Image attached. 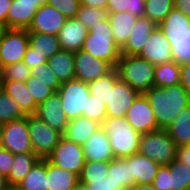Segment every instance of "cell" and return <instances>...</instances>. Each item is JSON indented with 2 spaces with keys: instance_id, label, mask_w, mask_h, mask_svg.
Instances as JSON below:
<instances>
[{
  "instance_id": "cell-1",
  "label": "cell",
  "mask_w": 190,
  "mask_h": 190,
  "mask_svg": "<svg viewBox=\"0 0 190 190\" xmlns=\"http://www.w3.org/2000/svg\"><path fill=\"white\" fill-rule=\"evenodd\" d=\"M144 94L154 111L158 129H166L176 116L190 105V94L181 84L153 86Z\"/></svg>"
},
{
  "instance_id": "cell-2",
  "label": "cell",
  "mask_w": 190,
  "mask_h": 190,
  "mask_svg": "<svg viewBox=\"0 0 190 190\" xmlns=\"http://www.w3.org/2000/svg\"><path fill=\"white\" fill-rule=\"evenodd\" d=\"M82 50L116 68L121 51L115 42L108 17L88 30Z\"/></svg>"
},
{
  "instance_id": "cell-3",
  "label": "cell",
  "mask_w": 190,
  "mask_h": 190,
  "mask_svg": "<svg viewBox=\"0 0 190 190\" xmlns=\"http://www.w3.org/2000/svg\"><path fill=\"white\" fill-rule=\"evenodd\" d=\"M101 128L107 133L115 158H126L139 150L141 134L133 129L125 117H107Z\"/></svg>"
},
{
  "instance_id": "cell-4",
  "label": "cell",
  "mask_w": 190,
  "mask_h": 190,
  "mask_svg": "<svg viewBox=\"0 0 190 190\" xmlns=\"http://www.w3.org/2000/svg\"><path fill=\"white\" fill-rule=\"evenodd\" d=\"M155 67L156 65L138 55L121 54L116 70L122 81L144 94L154 86Z\"/></svg>"
},
{
  "instance_id": "cell-5",
  "label": "cell",
  "mask_w": 190,
  "mask_h": 190,
  "mask_svg": "<svg viewBox=\"0 0 190 190\" xmlns=\"http://www.w3.org/2000/svg\"><path fill=\"white\" fill-rule=\"evenodd\" d=\"M177 145L166 129L141 134L138 152L158 165H169L176 158Z\"/></svg>"
},
{
  "instance_id": "cell-6",
  "label": "cell",
  "mask_w": 190,
  "mask_h": 190,
  "mask_svg": "<svg viewBox=\"0 0 190 190\" xmlns=\"http://www.w3.org/2000/svg\"><path fill=\"white\" fill-rule=\"evenodd\" d=\"M140 93L119 78L116 68L109 72L107 117H125L127 110Z\"/></svg>"
},
{
  "instance_id": "cell-7",
  "label": "cell",
  "mask_w": 190,
  "mask_h": 190,
  "mask_svg": "<svg viewBox=\"0 0 190 190\" xmlns=\"http://www.w3.org/2000/svg\"><path fill=\"white\" fill-rule=\"evenodd\" d=\"M57 93L69 120L82 116V112L86 111L87 98L90 95L88 83L72 79L61 83Z\"/></svg>"
},
{
  "instance_id": "cell-8",
  "label": "cell",
  "mask_w": 190,
  "mask_h": 190,
  "mask_svg": "<svg viewBox=\"0 0 190 190\" xmlns=\"http://www.w3.org/2000/svg\"><path fill=\"white\" fill-rule=\"evenodd\" d=\"M28 129L34 153L40 159H46L58 144L62 134L36 115H28Z\"/></svg>"
},
{
  "instance_id": "cell-9",
  "label": "cell",
  "mask_w": 190,
  "mask_h": 190,
  "mask_svg": "<svg viewBox=\"0 0 190 190\" xmlns=\"http://www.w3.org/2000/svg\"><path fill=\"white\" fill-rule=\"evenodd\" d=\"M55 166L80 176L86 162L83 147L61 137L52 153L46 158Z\"/></svg>"
},
{
  "instance_id": "cell-10",
  "label": "cell",
  "mask_w": 190,
  "mask_h": 190,
  "mask_svg": "<svg viewBox=\"0 0 190 190\" xmlns=\"http://www.w3.org/2000/svg\"><path fill=\"white\" fill-rule=\"evenodd\" d=\"M2 148L13 155L34 152L28 129V115L1 125Z\"/></svg>"
},
{
  "instance_id": "cell-11",
  "label": "cell",
  "mask_w": 190,
  "mask_h": 190,
  "mask_svg": "<svg viewBox=\"0 0 190 190\" xmlns=\"http://www.w3.org/2000/svg\"><path fill=\"white\" fill-rule=\"evenodd\" d=\"M29 46L27 29H5L0 39V64L2 67L17 63Z\"/></svg>"
},
{
  "instance_id": "cell-12",
  "label": "cell",
  "mask_w": 190,
  "mask_h": 190,
  "mask_svg": "<svg viewBox=\"0 0 190 190\" xmlns=\"http://www.w3.org/2000/svg\"><path fill=\"white\" fill-rule=\"evenodd\" d=\"M152 187L155 190H190V167L176 159L160 166Z\"/></svg>"
},
{
  "instance_id": "cell-13",
  "label": "cell",
  "mask_w": 190,
  "mask_h": 190,
  "mask_svg": "<svg viewBox=\"0 0 190 190\" xmlns=\"http://www.w3.org/2000/svg\"><path fill=\"white\" fill-rule=\"evenodd\" d=\"M127 122L140 134L158 130L154 111L145 94L140 93L125 115Z\"/></svg>"
},
{
  "instance_id": "cell-14",
  "label": "cell",
  "mask_w": 190,
  "mask_h": 190,
  "mask_svg": "<svg viewBox=\"0 0 190 190\" xmlns=\"http://www.w3.org/2000/svg\"><path fill=\"white\" fill-rule=\"evenodd\" d=\"M113 67L106 61L93 57L90 53L79 50L74 52L75 79L90 83L108 74Z\"/></svg>"
},
{
  "instance_id": "cell-15",
  "label": "cell",
  "mask_w": 190,
  "mask_h": 190,
  "mask_svg": "<svg viewBox=\"0 0 190 190\" xmlns=\"http://www.w3.org/2000/svg\"><path fill=\"white\" fill-rule=\"evenodd\" d=\"M138 56L154 65L174 61L171 43L159 26L153 31Z\"/></svg>"
},
{
  "instance_id": "cell-16",
  "label": "cell",
  "mask_w": 190,
  "mask_h": 190,
  "mask_svg": "<svg viewBox=\"0 0 190 190\" xmlns=\"http://www.w3.org/2000/svg\"><path fill=\"white\" fill-rule=\"evenodd\" d=\"M67 19L55 7L45 4L38 8L27 31L57 36Z\"/></svg>"
},
{
  "instance_id": "cell-17",
  "label": "cell",
  "mask_w": 190,
  "mask_h": 190,
  "mask_svg": "<svg viewBox=\"0 0 190 190\" xmlns=\"http://www.w3.org/2000/svg\"><path fill=\"white\" fill-rule=\"evenodd\" d=\"M35 115L62 135L65 133L69 119L62 109L57 92L37 106Z\"/></svg>"
},
{
  "instance_id": "cell-18",
  "label": "cell",
  "mask_w": 190,
  "mask_h": 190,
  "mask_svg": "<svg viewBox=\"0 0 190 190\" xmlns=\"http://www.w3.org/2000/svg\"><path fill=\"white\" fill-rule=\"evenodd\" d=\"M158 25L146 17H138L130 30L125 44L120 48L121 54L139 55L145 43Z\"/></svg>"
},
{
  "instance_id": "cell-19",
  "label": "cell",
  "mask_w": 190,
  "mask_h": 190,
  "mask_svg": "<svg viewBox=\"0 0 190 190\" xmlns=\"http://www.w3.org/2000/svg\"><path fill=\"white\" fill-rule=\"evenodd\" d=\"M131 171V188L135 185H152L160 165L137 152L128 157Z\"/></svg>"
},
{
  "instance_id": "cell-20",
  "label": "cell",
  "mask_w": 190,
  "mask_h": 190,
  "mask_svg": "<svg viewBox=\"0 0 190 190\" xmlns=\"http://www.w3.org/2000/svg\"><path fill=\"white\" fill-rule=\"evenodd\" d=\"M88 28L77 20L68 18L58 33V40L62 50L77 52L82 49Z\"/></svg>"
},
{
  "instance_id": "cell-21",
  "label": "cell",
  "mask_w": 190,
  "mask_h": 190,
  "mask_svg": "<svg viewBox=\"0 0 190 190\" xmlns=\"http://www.w3.org/2000/svg\"><path fill=\"white\" fill-rule=\"evenodd\" d=\"M87 161L110 162L115 157L107 133L100 127L82 145Z\"/></svg>"
},
{
  "instance_id": "cell-22",
  "label": "cell",
  "mask_w": 190,
  "mask_h": 190,
  "mask_svg": "<svg viewBox=\"0 0 190 190\" xmlns=\"http://www.w3.org/2000/svg\"><path fill=\"white\" fill-rule=\"evenodd\" d=\"M100 127L101 123L98 121L80 116L69 120L62 136L82 146Z\"/></svg>"
},
{
  "instance_id": "cell-23",
  "label": "cell",
  "mask_w": 190,
  "mask_h": 190,
  "mask_svg": "<svg viewBox=\"0 0 190 190\" xmlns=\"http://www.w3.org/2000/svg\"><path fill=\"white\" fill-rule=\"evenodd\" d=\"M48 190H72L79 182V176L66 169L59 168L46 159Z\"/></svg>"
},
{
  "instance_id": "cell-24",
  "label": "cell",
  "mask_w": 190,
  "mask_h": 190,
  "mask_svg": "<svg viewBox=\"0 0 190 190\" xmlns=\"http://www.w3.org/2000/svg\"><path fill=\"white\" fill-rule=\"evenodd\" d=\"M47 62L60 83L75 79L74 52L61 49Z\"/></svg>"
},
{
  "instance_id": "cell-25",
  "label": "cell",
  "mask_w": 190,
  "mask_h": 190,
  "mask_svg": "<svg viewBox=\"0 0 190 190\" xmlns=\"http://www.w3.org/2000/svg\"><path fill=\"white\" fill-rule=\"evenodd\" d=\"M38 8L37 5L15 4L13 0L7 12L6 28L28 29Z\"/></svg>"
},
{
  "instance_id": "cell-26",
  "label": "cell",
  "mask_w": 190,
  "mask_h": 190,
  "mask_svg": "<svg viewBox=\"0 0 190 190\" xmlns=\"http://www.w3.org/2000/svg\"><path fill=\"white\" fill-rule=\"evenodd\" d=\"M138 17L128 12L108 13V19L116 44L121 48L127 41L130 30Z\"/></svg>"
},
{
  "instance_id": "cell-27",
  "label": "cell",
  "mask_w": 190,
  "mask_h": 190,
  "mask_svg": "<svg viewBox=\"0 0 190 190\" xmlns=\"http://www.w3.org/2000/svg\"><path fill=\"white\" fill-rule=\"evenodd\" d=\"M7 94L14 98L26 115H35L37 105L30 95L26 84L20 81H3L2 88Z\"/></svg>"
},
{
  "instance_id": "cell-28",
  "label": "cell",
  "mask_w": 190,
  "mask_h": 190,
  "mask_svg": "<svg viewBox=\"0 0 190 190\" xmlns=\"http://www.w3.org/2000/svg\"><path fill=\"white\" fill-rule=\"evenodd\" d=\"M166 131L177 147L190 144V105L176 116Z\"/></svg>"
},
{
  "instance_id": "cell-29",
  "label": "cell",
  "mask_w": 190,
  "mask_h": 190,
  "mask_svg": "<svg viewBox=\"0 0 190 190\" xmlns=\"http://www.w3.org/2000/svg\"><path fill=\"white\" fill-rule=\"evenodd\" d=\"M39 160L34 152L15 154L10 174L6 178L8 185H17L22 181Z\"/></svg>"
},
{
  "instance_id": "cell-30",
  "label": "cell",
  "mask_w": 190,
  "mask_h": 190,
  "mask_svg": "<svg viewBox=\"0 0 190 190\" xmlns=\"http://www.w3.org/2000/svg\"><path fill=\"white\" fill-rule=\"evenodd\" d=\"M158 26L165 36L186 35L190 30V18L173 8Z\"/></svg>"
},
{
  "instance_id": "cell-31",
  "label": "cell",
  "mask_w": 190,
  "mask_h": 190,
  "mask_svg": "<svg viewBox=\"0 0 190 190\" xmlns=\"http://www.w3.org/2000/svg\"><path fill=\"white\" fill-rule=\"evenodd\" d=\"M110 181L117 190L131 188V171L128 164V157L114 158L109 162L108 175Z\"/></svg>"
},
{
  "instance_id": "cell-32",
  "label": "cell",
  "mask_w": 190,
  "mask_h": 190,
  "mask_svg": "<svg viewBox=\"0 0 190 190\" xmlns=\"http://www.w3.org/2000/svg\"><path fill=\"white\" fill-rule=\"evenodd\" d=\"M29 45L48 60L57 51L61 50L58 36L45 33L28 32Z\"/></svg>"
},
{
  "instance_id": "cell-33",
  "label": "cell",
  "mask_w": 190,
  "mask_h": 190,
  "mask_svg": "<svg viewBox=\"0 0 190 190\" xmlns=\"http://www.w3.org/2000/svg\"><path fill=\"white\" fill-rule=\"evenodd\" d=\"M17 186L21 190H48L46 159H40Z\"/></svg>"
},
{
  "instance_id": "cell-34",
  "label": "cell",
  "mask_w": 190,
  "mask_h": 190,
  "mask_svg": "<svg viewBox=\"0 0 190 190\" xmlns=\"http://www.w3.org/2000/svg\"><path fill=\"white\" fill-rule=\"evenodd\" d=\"M180 84V63L158 64L154 72V86L167 87Z\"/></svg>"
},
{
  "instance_id": "cell-35",
  "label": "cell",
  "mask_w": 190,
  "mask_h": 190,
  "mask_svg": "<svg viewBox=\"0 0 190 190\" xmlns=\"http://www.w3.org/2000/svg\"><path fill=\"white\" fill-rule=\"evenodd\" d=\"M26 116L19 103L0 89V125Z\"/></svg>"
},
{
  "instance_id": "cell-36",
  "label": "cell",
  "mask_w": 190,
  "mask_h": 190,
  "mask_svg": "<svg viewBox=\"0 0 190 190\" xmlns=\"http://www.w3.org/2000/svg\"><path fill=\"white\" fill-rule=\"evenodd\" d=\"M174 8V0H145L144 17L159 25Z\"/></svg>"
},
{
  "instance_id": "cell-37",
  "label": "cell",
  "mask_w": 190,
  "mask_h": 190,
  "mask_svg": "<svg viewBox=\"0 0 190 190\" xmlns=\"http://www.w3.org/2000/svg\"><path fill=\"white\" fill-rule=\"evenodd\" d=\"M107 13L128 12L144 17L145 0H107Z\"/></svg>"
},
{
  "instance_id": "cell-38",
  "label": "cell",
  "mask_w": 190,
  "mask_h": 190,
  "mask_svg": "<svg viewBox=\"0 0 190 190\" xmlns=\"http://www.w3.org/2000/svg\"><path fill=\"white\" fill-rule=\"evenodd\" d=\"M166 37L171 43L174 60L177 63L190 61V30L186 35Z\"/></svg>"
},
{
  "instance_id": "cell-39",
  "label": "cell",
  "mask_w": 190,
  "mask_h": 190,
  "mask_svg": "<svg viewBox=\"0 0 190 190\" xmlns=\"http://www.w3.org/2000/svg\"><path fill=\"white\" fill-rule=\"evenodd\" d=\"M109 162L87 161L84 163L79 181H98L108 175Z\"/></svg>"
},
{
  "instance_id": "cell-40",
  "label": "cell",
  "mask_w": 190,
  "mask_h": 190,
  "mask_svg": "<svg viewBox=\"0 0 190 190\" xmlns=\"http://www.w3.org/2000/svg\"><path fill=\"white\" fill-rule=\"evenodd\" d=\"M107 17V10L83 5H81L76 16L77 20L82 22L88 28V30L94 25H97L98 22L105 20Z\"/></svg>"
},
{
  "instance_id": "cell-41",
  "label": "cell",
  "mask_w": 190,
  "mask_h": 190,
  "mask_svg": "<svg viewBox=\"0 0 190 190\" xmlns=\"http://www.w3.org/2000/svg\"><path fill=\"white\" fill-rule=\"evenodd\" d=\"M25 84L37 106L43 103L49 96L55 93V91L51 87H49L46 82H42L40 79L32 76H30Z\"/></svg>"
},
{
  "instance_id": "cell-42",
  "label": "cell",
  "mask_w": 190,
  "mask_h": 190,
  "mask_svg": "<svg viewBox=\"0 0 190 190\" xmlns=\"http://www.w3.org/2000/svg\"><path fill=\"white\" fill-rule=\"evenodd\" d=\"M30 76L31 69L23 61L3 67V81H20L25 83Z\"/></svg>"
},
{
  "instance_id": "cell-43",
  "label": "cell",
  "mask_w": 190,
  "mask_h": 190,
  "mask_svg": "<svg viewBox=\"0 0 190 190\" xmlns=\"http://www.w3.org/2000/svg\"><path fill=\"white\" fill-rule=\"evenodd\" d=\"M82 116L102 123L107 118L106 104L90 94L87 98L86 111L82 112Z\"/></svg>"
},
{
  "instance_id": "cell-44",
  "label": "cell",
  "mask_w": 190,
  "mask_h": 190,
  "mask_svg": "<svg viewBox=\"0 0 190 190\" xmlns=\"http://www.w3.org/2000/svg\"><path fill=\"white\" fill-rule=\"evenodd\" d=\"M31 76L40 79L42 82L51 87L55 92L59 89L61 83L55 76L53 71L49 68L48 62L38 64L31 69Z\"/></svg>"
},
{
  "instance_id": "cell-45",
  "label": "cell",
  "mask_w": 190,
  "mask_h": 190,
  "mask_svg": "<svg viewBox=\"0 0 190 190\" xmlns=\"http://www.w3.org/2000/svg\"><path fill=\"white\" fill-rule=\"evenodd\" d=\"M47 4L55 7L66 18H76L81 7L80 0H48Z\"/></svg>"
},
{
  "instance_id": "cell-46",
  "label": "cell",
  "mask_w": 190,
  "mask_h": 190,
  "mask_svg": "<svg viewBox=\"0 0 190 190\" xmlns=\"http://www.w3.org/2000/svg\"><path fill=\"white\" fill-rule=\"evenodd\" d=\"M89 92L105 104L109 95V73L88 83Z\"/></svg>"
},
{
  "instance_id": "cell-47",
  "label": "cell",
  "mask_w": 190,
  "mask_h": 190,
  "mask_svg": "<svg viewBox=\"0 0 190 190\" xmlns=\"http://www.w3.org/2000/svg\"><path fill=\"white\" fill-rule=\"evenodd\" d=\"M22 61L28 66V68L32 69L38 64L47 63L48 60L44 55L39 54L29 45Z\"/></svg>"
},
{
  "instance_id": "cell-48",
  "label": "cell",
  "mask_w": 190,
  "mask_h": 190,
  "mask_svg": "<svg viewBox=\"0 0 190 190\" xmlns=\"http://www.w3.org/2000/svg\"><path fill=\"white\" fill-rule=\"evenodd\" d=\"M14 155L7 149L0 148V175L5 178L10 174Z\"/></svg>"
},
{
  "instance_id": "cell-49",
  "label": "cell",
  "mask_w": 190,
  "mask_h": 190,
  "mask_svg": "<svg viewBox=\"0 0 190 190\" xmlns=\"http://www.w3.org/2000/svg\"><path fill=\"white\" fill-rule=\"evenodd\" d=\"M79 182L84 185H87L90 190H117V187H114L113 183L110 181L108 176L98 181H79Z\"/></svg>"
},
{
  "instance_id": "cell-50",
  "label": "cell",
  "mask_w": 190,
  "mask_h": 190,
  "mask_svg": "<svg viewBox=\"0 0 190 190\" xmlns=\"http://www.w3.org/2000/svg\"><path fill=\"white\" fill-rule=\"evenodd\" d=\"M180 84L190 94V61L180 63Z\"/></svg>"
},
{
  "instance_id": "cell-51",
  "label": "cell",
  "mask_w": 190,
  "mask_h": 190,
  "mask_svg": "<svg viewBox=\"0 0 190 190\" xmlns=\"http://www.w3.org/2000/svg\"><path fill=\"white\" fill-rule=\"evenodd\" d=\"M175 159L190 167V144L178 146Z\"/></svg>"
},
{
  "instance_id": "cell-52",
  "label": "cell",
  "mask_w": 190,
  "mask_h": 190,
  "mask_svg": "<svg viewBox=\"0 0 190 190\" xmlns=\"http://www.w3.org/2000/svg\"><path fill=\"white\" fill-rule=\"evenodd\" d=\"M13 0H0V24L6 28L7 12Z\"/></svg>"
},
{
  "instance_id": "cell-53",
  "label": "cell",
  "mask_w": 190,
  "mask_h": 190,
  "mask_svg": "<svg viewBox=\"0 0 190 190\" xmlns=\"http://www.w3.org/2000/svg\"><path fill=\"white\" fill-rule=\"evenodd\" d=\"M174 8L180 10L190 18V0H174Z\"/></svg>"
},
{
  "instance_id": "cell-54",
  "label": "cell",
  "mask_w": 190,
  "mask_h": 190,
  "mask_svg": "<svg viewBox=\"0 0 190 190\" xmlns=\"http://www.w3.org/2000/svg\"><path fill=\"white\" fill-rule=\"evenodd\" d=\"M81 5L88 7H98L105 9L107 8V0H80Z\"/></svg>"
},
{
  "instance_id": "cell-55",
  "label": "cell",
  "mask_w": 190,
  "mask_h": 190,
  "mask_svg": "<svg viewBox=\"0 0 190 190\" xmlns=\"http://www.w3.org/2000/svg\"><path fill=\"white\" fill-rule=\"evenodd\" d=\"M48 0H15V4L37 5L38 7L47 4Z\"/></svg>"
},
{
  "instance_id": "cell-56",
  "label": "cell",
  "mask_w": 190,
  "mask_h": 190,
  "mask_svg": "<svg viewBox=\"0 0 190 190\" xmlns=\"http://www.w3.org/2000/svg\"><path fill=\"white\" fill-rule=\"evenodd\" d=\"M132 190H155L152 185H135L131 188Z\"/></svg>"
},
{
  "instance_id": "cell-57",
  "label": "cell",
  "mask_w": 190,
  "mask_h": 190,
  "mask_svg": "<svg viewBox=\"0 0 190 190\" xmlns=\"http://www.w3.org/2000/svg\"><path fill=\"white\" fill-rule=\"evenodd\" d=\"M8 186L9 185L7 179L4 176L0 175V190H6Z\"/></svg>"
},
{
  "instance_id": "cell-58",
  "label": "cell",
  "mask_w": 190,
  "mask_h": 190,
  "mask_svg": "<svg viewBox=\"0 0 190 190\" xmlns=\"http://www.w3.org/2000/svg\"><path fill=\"white\" fill-rule=\"evenodd\" d=\"M72 190H90V189L87 185H84V184L78 182Z\"/></svg>"
},
{
  "instance_id": "cell-59",
  "label": "cell",
  "mask_w": 190,
  "mask_h": 190,
  "mask_svg": "<svg viewBox=\"0 0 190 190\" xmlns=\"http://www.w3.org/2000/svg\"><path fill=\"white\" fill-rule=\"evenodd\" d=\"M3 85V67L0 64V89L2 88Z\"/></svg>"
},
{
  "instance_id": "cell-60",
  "label": "cell",
  "mask_w": 190,
  "mask_h": 190,
  "mask_svg": "<svg viewBox=\"0 0 190 190\" xmlns=\"http://www.w3.org/2000/svg\"><path fill=\"white\" fill-rule=\"evenodd\" d=\"M6 190H21L17 185H9Z\"/></svg>"
},
{
  "instance_id": "cell-61",
  "label": "cell",
  "mask_w": 190,
  "mask_h": 190,
  "mask_svg": "<svg viewBox=\"0 0 190 190\" xmlns=\"http://www.w3.org/2000/svg\"><path fill=\"white\" fill-rule=\"evenodd\" d=\"M5 29H6V28L0 24V39H1L2 33H3V31H4Z\"/></svg>"
},
{
  "instance_id": "cell-62",
  "label": "cell",
  "mask_w": 190,
  "mask_h": 190,
  "mask_svg": "<svg viewBox=\"0 0 190 190\" xmlns=\"http://www.w3.org/2000/svg\"><path fill=\"white\" fill-rule=\"evenodd\" d=\"M0 148H2L1 125H0Z\"/></svg>"
}]
</instances>
